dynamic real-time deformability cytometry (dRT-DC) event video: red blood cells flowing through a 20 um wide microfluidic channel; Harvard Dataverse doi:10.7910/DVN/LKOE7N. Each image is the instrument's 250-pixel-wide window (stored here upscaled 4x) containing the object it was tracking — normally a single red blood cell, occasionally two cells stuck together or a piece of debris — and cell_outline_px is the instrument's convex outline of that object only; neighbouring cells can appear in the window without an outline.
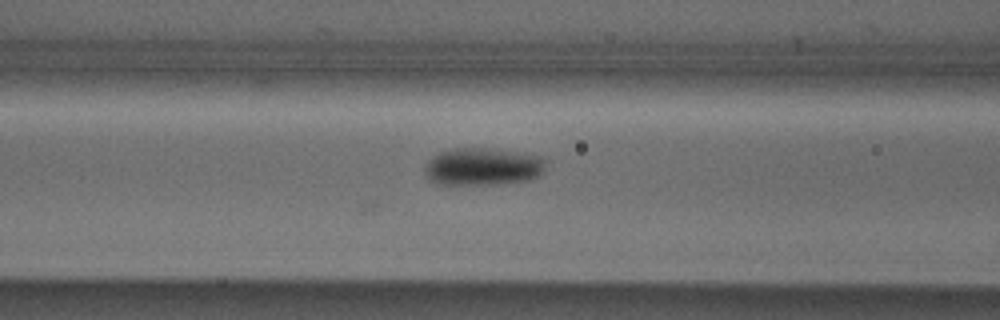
{"species": "Egyptian fruit bat (a non-hibernating species)", "species_latin": "Rousettus aegyptiacus", "temperature_condition": "cold", "stored_images_in_passage": 31, "camera_frame_rate_fps": 3000, "um_per_image_px": 0.085, "animal": {"sex": "male"}, "frame": {"image": 1, "passage_image": 11, "time_ms": 3.333, "image_size_px": [1000, 320], "cell_outline_px": [[544, 172], [540, 176], [528, 180], [496, 184], [436, 184], [428, 180], [424, 172], [424, 168], [428, 160], [432, 156], [440, 152], [456, 148], [480, 148], [540, 156], [544, 160]], "centroid_in_image_um": [40.98, 14.19], "position_along_channel_um": 125.6, "area_um2": 26.24}}
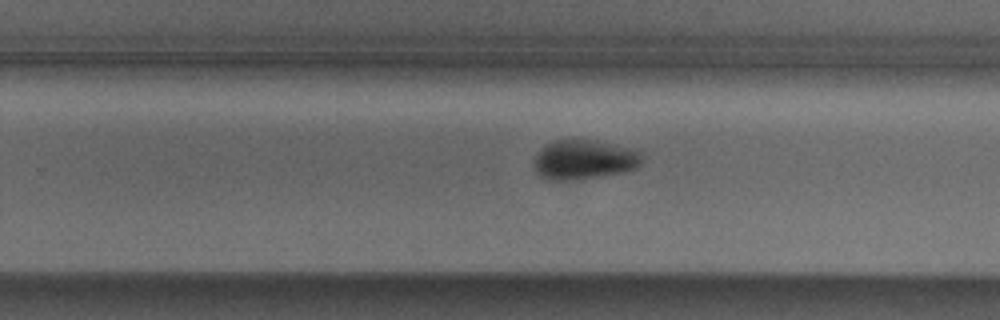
{"frame": {"image": 2, "passage_image": 23, "time_ms": 7.333, "image_size_px": [1000, 320], "cell_outline_px": [[640, 164], [636, 168], [624, 172], [580, 180], [548, 180], [540, 176], [536, 172], [536, 156], [544, 144], [552, 140], [588, 140], [636, 148], [640, 152]], "centroid_in_image_um": [49.65, 13.58], "position_along_channel_um": 280.1, "area_um2": 24.85}}
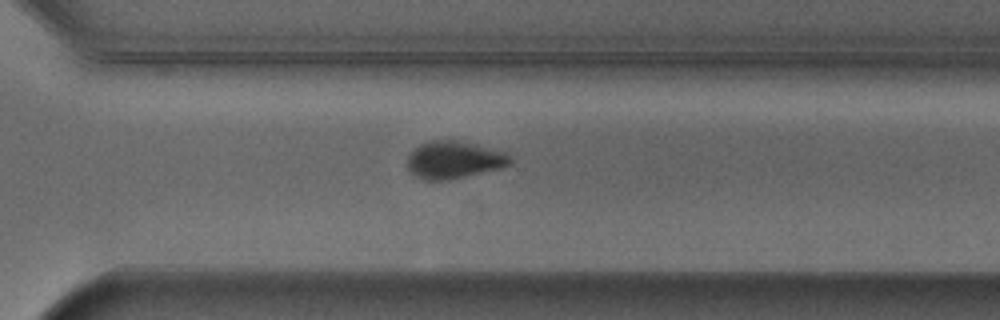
{"frame": {"image": 3, "passage_image": 27, "time_ms": 8.667, "image_size_px": [1000, 320], "cell_outline_px": [[512, 164], [500, 168], [452, 180], [424, 180], [408, 172], [408, 156], [420, 144], [428, 140], [456, 140], [476, 144], [508, 152], [512, 156]], "centroid_in_image_um": [38.63, 13.59], "position_along_channel_um": 332.0, "area_um2": 22.77}}